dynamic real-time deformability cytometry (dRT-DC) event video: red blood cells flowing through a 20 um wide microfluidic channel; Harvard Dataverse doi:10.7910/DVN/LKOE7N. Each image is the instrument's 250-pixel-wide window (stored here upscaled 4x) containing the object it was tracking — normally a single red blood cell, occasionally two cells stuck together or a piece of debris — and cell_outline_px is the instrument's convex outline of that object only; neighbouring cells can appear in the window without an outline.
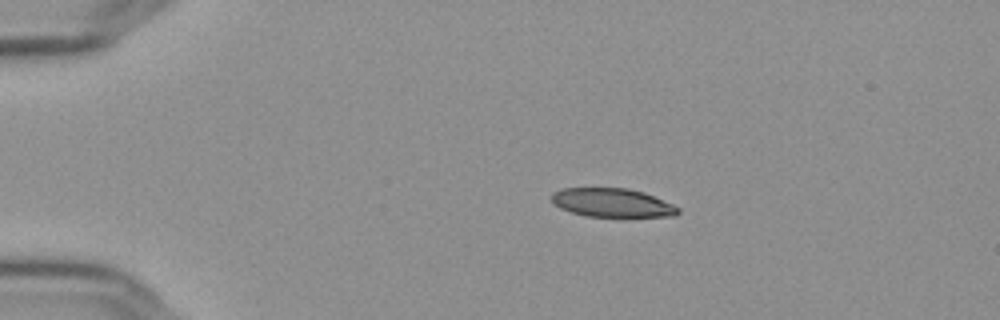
{"species": "Egyptian fruit bat (a non-hibernating species)", "species_latin": "Rousettus aegyptiacus", "temperature_condition": "cold", "stored_images_in_passage": 46, "camera_frame_rate_fps": 3000, "um_per_image_px": 0.085, "frame": {"image": 1, "passage_image": 1, "time_ms": 0.0, "image_size_px": [1000, 320], "cell_outline_px": [[680, 212], [676, 216], [584, 216], [560, 208], [552, 200], [552, 196], [556, 192], [564, 188], [628, 188], [644, 192], [672, 204], [680, 208]], "centroid_in_image_um": [52.08, 17.23], "position_along_channel_um": 32.9, "area_um2": 20.87}}
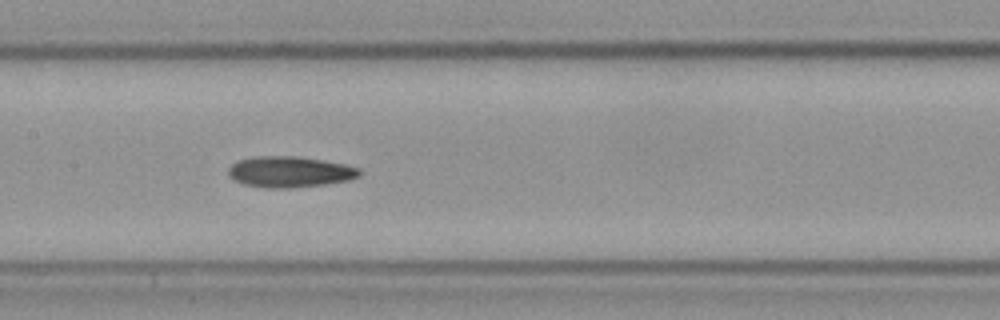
{"frame": {"image": 2, "passage_image": 18, "time_ms": 5.667, "image_size_px": [1000, 320], "cell_outline_px": [[360, 176], [348, 180], [324, 184], [292, 188], [264, 188], [244, 184], [232, 180], [228, 176], [228, 168], [236, 160], [256, 156], [296, 156], [344, 164], [360, 168]], "centroid_in_image_um": [24.57, 14.61], "position_along_channel_um": 182.8, "area_um2": 23.76}}
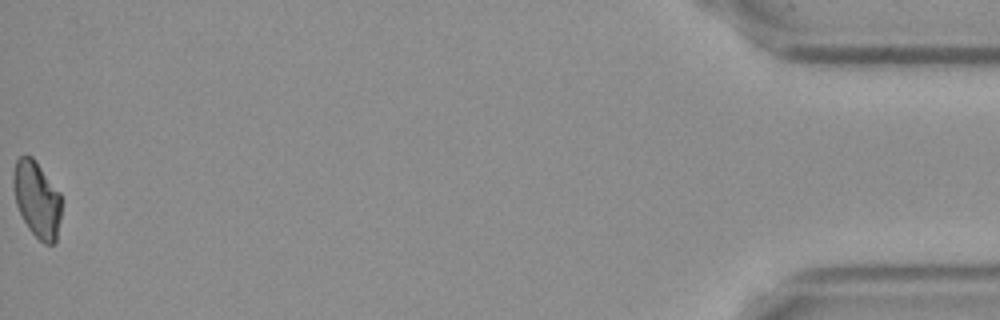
{"frame": {"image": 3, "passage_image": 46, "time_ms": 15.0, "image_size_px": [1000, 320], "cell_outline_px": [[60, 220], [56, 240], [52, 244], [44, 244], [28, 228], [16, 204], [12, 184], [12, 176], [16, 160], [20, 156], [32, 156], [36, 160], [60, 192]], "centroid_in_image_um": [3.13, 16.91], "position_along_channel_um": 432.1, "area_um2": 21.33}}